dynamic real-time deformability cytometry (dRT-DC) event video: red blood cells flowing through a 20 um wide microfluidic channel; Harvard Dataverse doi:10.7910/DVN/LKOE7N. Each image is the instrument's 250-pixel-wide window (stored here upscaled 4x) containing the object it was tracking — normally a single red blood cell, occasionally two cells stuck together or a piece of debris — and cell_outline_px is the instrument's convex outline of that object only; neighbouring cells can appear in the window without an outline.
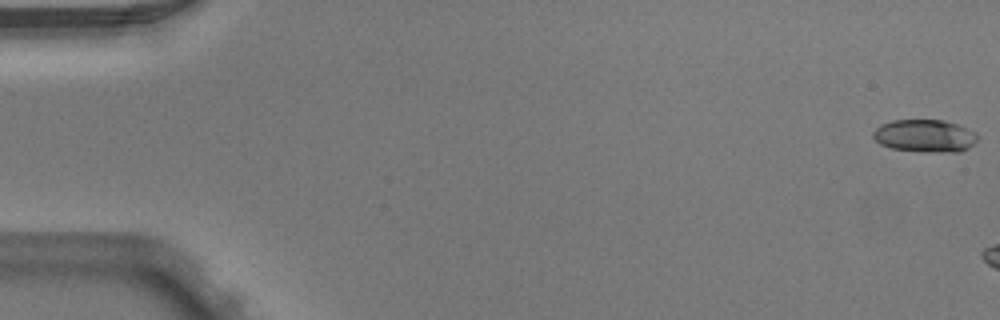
{"species": "Egyptian fruit bat (a non-hibernating species)", "species_latin": "Rousettus aegyptiacus", "temperature_condition": "warm", "stored_images_in_passage": 8, "camera_frame_rate_fps": 3000, "um_per_image_px": 0.085, "animal": {"sex": "male"}, "frame": {"image": 1, "passage_image": 1, "time_ms": 0.0, "image_size_px": [1000, 320], "cell_outline_px": [[980, 136], [968, 148], [960, 152], [928, 152], [892, 148], [880, 144], [872, 136], [872, 132], [880, 124], [892, 120], [944, 120], [968, 128], [976, 132]], "centroid_in_image_um": [78.62, 11.54], "position_along_channel_um": 6.4, "area_um2": 19.94}}
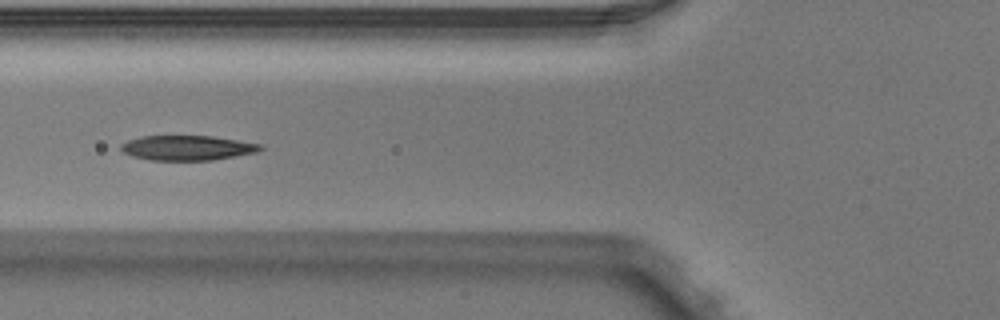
{"frame": {"image": 2, "passage_image": 7, "time_ms": 2.0, "image_size_px": [1000, 320], "cell_outline_px": [[264, 148], [256, 152], [212, 160], [148, 160], [132, 156], [124, 152], [120, 148], [120, 144], [128, 140], [144, 136], [212, 136], [260, 144]], "centroid_in_image_um": [15.89, 12.57], "position_along_channel_um": 109.9, "area_um2": 20.0}}
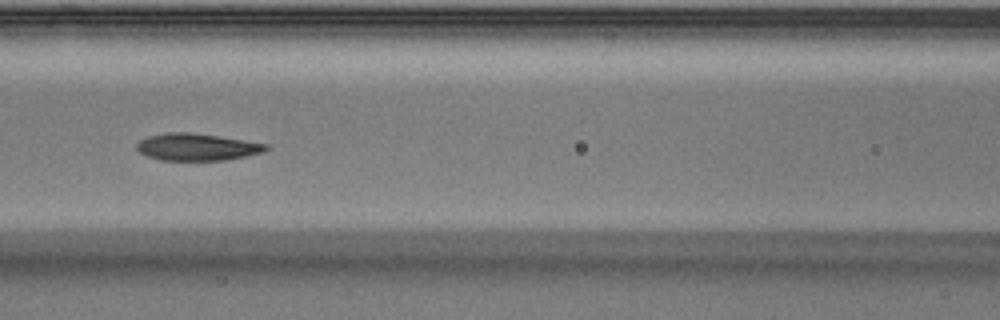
{"frame": {"image": 3, "passage_image": 8, "time_ms": 2.333, "image_size_px": [1000, 320], "cell_outline_px": [[272, 148], [264, 152], [224, 160], [160, 160], [148, 156], [140, 152], [136, 148], [136, 144], [140, 140], [148, 136], [168, 132], [188, 132], [220, 136], [268, 144]], "centroid_in_image_um": [16.76, 12.49], "position_along_channel_um": 149.8, "area_um2": 20.4}}